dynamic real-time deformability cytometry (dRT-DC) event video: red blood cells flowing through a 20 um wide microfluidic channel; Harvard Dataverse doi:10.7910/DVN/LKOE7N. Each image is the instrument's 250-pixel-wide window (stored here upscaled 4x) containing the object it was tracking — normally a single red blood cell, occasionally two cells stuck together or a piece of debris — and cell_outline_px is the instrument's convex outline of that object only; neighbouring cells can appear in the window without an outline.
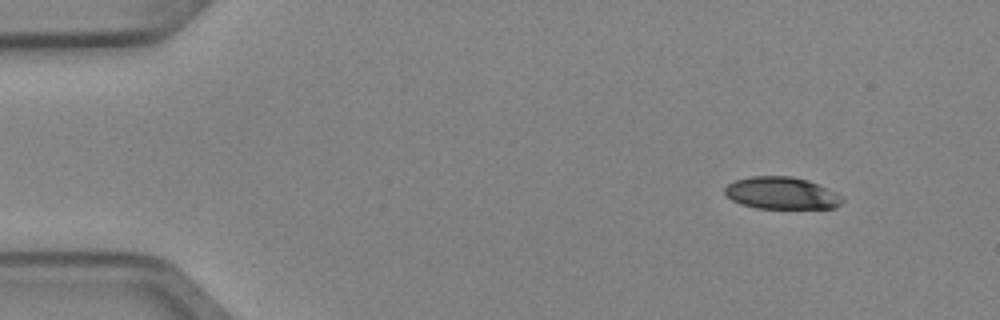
{"species": "Egyptian fruit bat (a non-hibernating species)", "species_latin": "Rousettus aegyptiacus", "temperature_condition": "cold", "stored_images_in_passage": 4, "camera_frame_rate_fps": 3000, "um_per_image_px": 0.085, "animal": {"sex": "female"}, "frame": {"image": 1, "passage_image": 1, "time_ms": 0.0, "image_size_px": [1000, 320], "cell_outline_px": [[844, 200], [836, 208], [756, 208], [740, 204], [732, 200], [724, 192], [724, 188], [728, 184], [736, 180], [752, 176], [792, 176], [808, 180], [836, 192], [844, 196]], "centroid_in_image_um": [66.45, 16.42], "position_along_channel_um": 18.5, "area_um2": 22.08}}
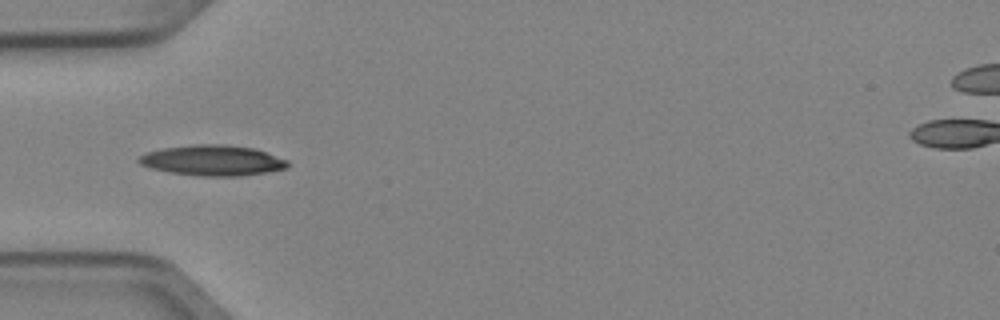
{"frame": {"image": 2, "passage_image": 4, "time_ms": 1.0, "image_size_px": [1000, 320], "cell_outline_px": [[288, 168], [240, 176], [196, 176], [168, 172], [152, 168], [140, 164], [136, 160], [144, 152], [164, 148], [196, 144], [224, 144], [252, 148], [288, 160]], "centroid_in_image_um": [18.02, 13.64], "position_along_channel_um": 67.0, "area_um2": 26.36}}